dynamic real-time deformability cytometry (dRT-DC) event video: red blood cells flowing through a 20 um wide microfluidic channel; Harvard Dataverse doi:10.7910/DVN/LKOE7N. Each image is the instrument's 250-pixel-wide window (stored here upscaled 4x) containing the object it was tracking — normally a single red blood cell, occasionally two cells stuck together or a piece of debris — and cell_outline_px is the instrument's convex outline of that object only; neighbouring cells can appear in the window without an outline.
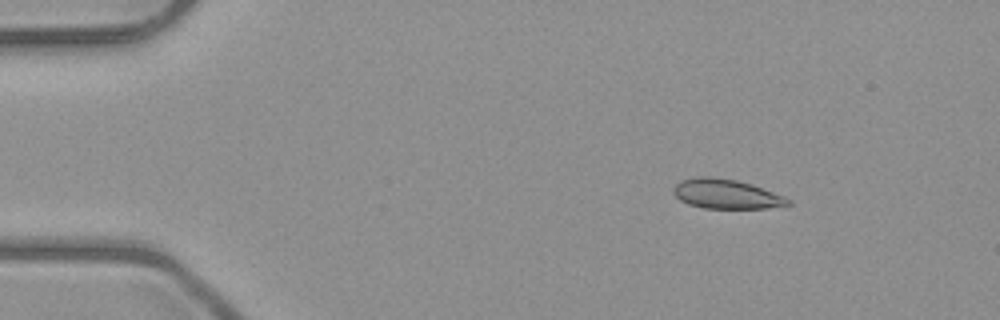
{"species": "common noctule bat (a hibernating species)", "species_latin": "Nyctalus noctula", "temperature_condition": "room temperature", "stored_images_in_passage": 5, "camera_frame_rate_fps": 3000, "um_per_image_px": 0.085, "animal": {"sex": "male", "body_mass_g": 23.1, "forearm_length_mm": 52.7}, "frame": {"image": 1, "passage_image": 2, "time_ms": 1.333, "image_size_px": [1000, 320], "cell_outline_px": [[792, 204], [768, 208], [704, 208], [688, 204], [680, 200], [672, 192], [672, 188], [680, 180], [696, 176], [708, 176], [736, 180], [752, 184], [784, 196], [792, 200]], "centroid_in_image_um": [61.71, 16.48], "position_along_channel_um": 23.3, "area_um2": 19.83}}
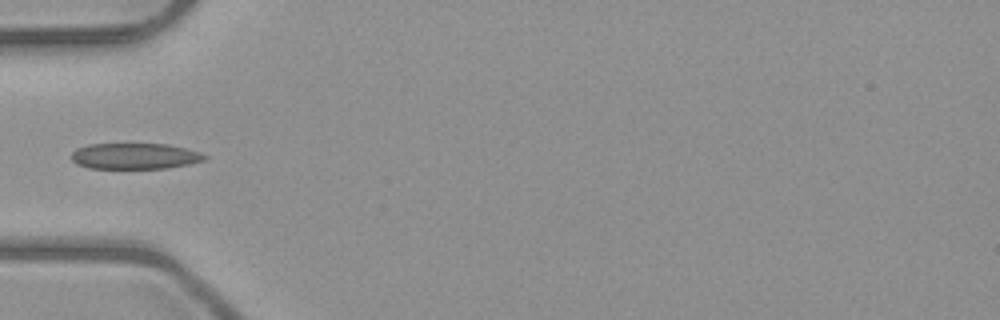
{"frame": {"image": 2, "passage_image": 5, "time_ms": 4.667, "image_size_px": [1000, 320], "cell_outline_px": [[208, 156], [204, 160], [188, 164], [168, 168], [88, 168], [76, 164], [72, 160], [72, 152], [76, 148], [88, 144], [168, 144], [200, 152]], "centroid_in_image_um": [11.44, 13.27], "position_along_channel_um": 73.6, "area_um2": 20.11}}